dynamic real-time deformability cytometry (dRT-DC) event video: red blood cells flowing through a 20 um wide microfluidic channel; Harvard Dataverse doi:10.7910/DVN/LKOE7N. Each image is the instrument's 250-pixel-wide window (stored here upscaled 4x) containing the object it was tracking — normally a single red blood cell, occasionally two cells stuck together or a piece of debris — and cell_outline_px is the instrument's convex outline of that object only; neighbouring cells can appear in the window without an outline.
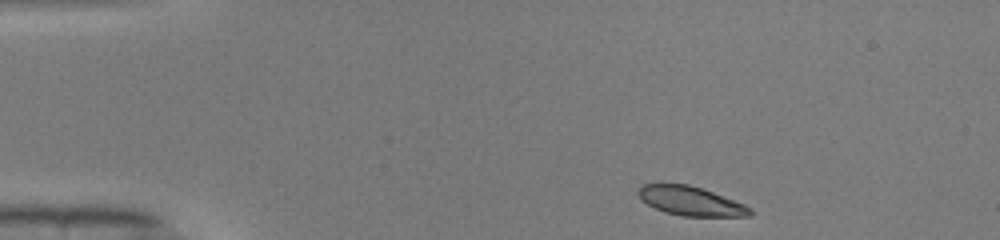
{"species": "common noctule bat (a hibernating species)", "species_latin": "Nyctalus noctula", "temperature_condition": "warm", "stored_images_in_passage": 43, "camera_frame_rate_fps": 3000, "um_per_image_px": 0.085, "animal": {"sex": "male", "body_mass_g": 19.0, "forearm_length_mm": 50.8}, "frame": {"image": 1, "passage_image": 1, "time_ms": 0.0, "image_size_px": [1000, 240], "cell_outline_px": [[752, 216], [684, 216], [664, 212], [640, 200], [636, 192], [644, 184], [688, 184], [712, 192], [744, 204], [752, 208]], "centroid_in_image_um": [58.7, 17.09], "position_along_channel_um": 26.3, "area_um2": 18.79}}
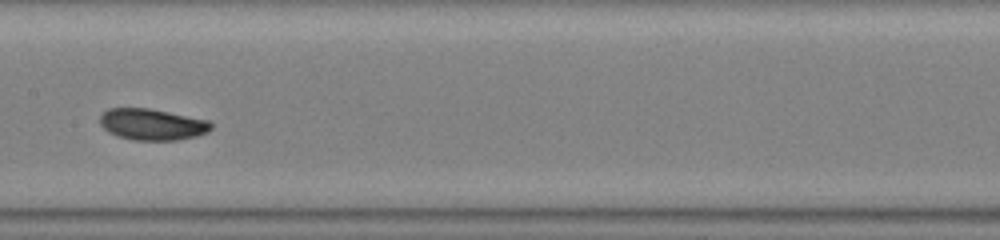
{"frame": {"image": 2, "passage_image": 19, "time_ms": 6.0, "image_size_px": [1000, 240], "cell_outline_px": [[212, 128], [208, 132], [196, 136], [180, 140], [132, 140], [116, 136], [108, 132], [100, 124], [100, 116], [108, 108], [148, 108], [208, 120], [212, 124]], "centroid_in_image_um": [12.92, 10.58], "position_along_channel_um": 194.5, "area_um2": 20.35}}
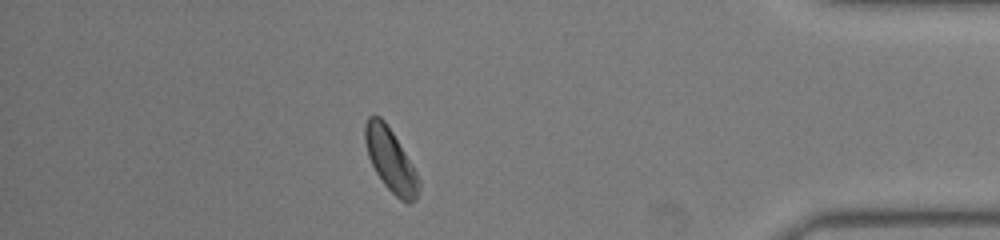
{"frame": {"image": 3, "passage_image": 37, "time_ms": 12.0, "image_size_px": [1000, 240], "cell_outline_px": [[420, 188], [416, 200], [408, 204], [400, 200], [384, 184], [376, 172], [368, 156], [364, 140], [364, 124], [368, 116], [380, 116], [384, 120], [392, 132], [412, 164], [420, 180]], "centroid_in_image_um": [33.2, 13.62], "position_along_channel_um": 402.0, "area_um2": 19.65}, "authors_computed_cell_mechanics": {"area_um2": 19.7098, "velocity_mm_per_s": 4.0563, "shape_relaxation_time_tau1_ms": 2.0216, "shape_relaxation_time_tau2_ms": null, "deformation_change_tau1": 0.093, "deformation_change_tau2": null}}